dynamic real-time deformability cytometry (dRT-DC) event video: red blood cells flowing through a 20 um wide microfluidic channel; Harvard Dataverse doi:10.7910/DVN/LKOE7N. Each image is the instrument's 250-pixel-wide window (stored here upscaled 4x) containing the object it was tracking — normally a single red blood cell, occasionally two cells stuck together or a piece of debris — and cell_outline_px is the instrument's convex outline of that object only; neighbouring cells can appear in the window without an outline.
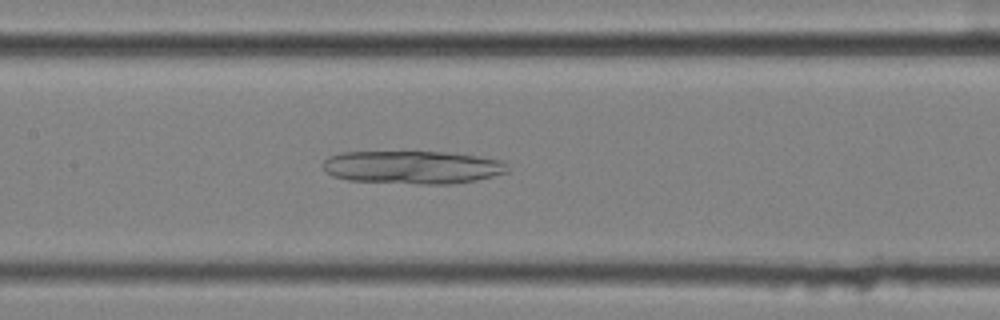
{"species": "common noctule bat (a hibernating species)", "species_latin": "Nyctalus noctula", "temperature_condition": "cold", "stored_images_in_passage": 54, "camera_frame_rate_fps": 3000, "um_per_image_px": 0.085, "animal": {"sex": "female", "body_mass_g": 25.1}, "frame": {"image": 1, "passage_image": 26, "time_ms": 8.333, "image_size_px": [1000, 320], "cell_outline_px": [[508, 172], [476, 180], [452, 184], [420, 184], [348, 180], [332, 176], [324, 172], [320, 164], [328, 156], [340, 152], [444, 152], [476, 156], [504, 160], [508, 168]], "centroid_in_image_um": [35.02, 14.22], "position_along_channel_um": 172.4, "area_um2": 35.84}}
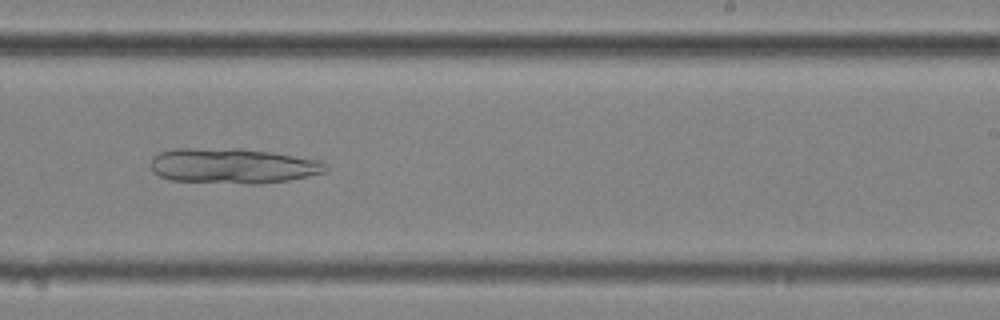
{"frame": {"image": 2, "passage_image": 34, "time_ms": 11.0, "image_size_px": [1000, 320], "cell_outline_px": [[328, 168], [324, 172], [308, 176], [288, 180], [256, 184], [248, 184], [172, 180], [160, 176], [152, 172], [152, 160], [160, 152], [176, 148], [240, 148], [272, 152], [320, 160]], "centroid_in_image_um": [19.79, 14.09], "position_along_channel_um": 269.2, "area_um2": 35.84}}
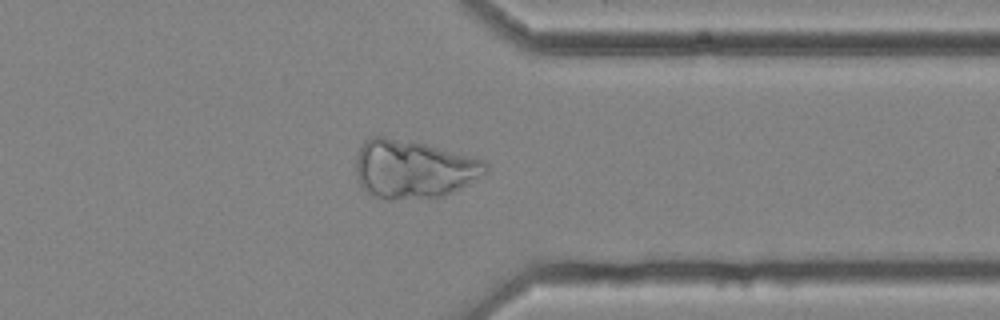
{"frame": {"image": 3, "passage_image": 43, "time_ms": 14.0, "image_size_px": [1000, 320], "cell_outline_px": [[488, 172], [468, 184], [452, 192], [440, 196], [388, 200], [368, 196], [360, 184], [356, 172], [356, 156], [364, 140], [372, 136], [384, 136], [424, 144], [472, 156], [484, 160], [488, 164]], "centroid_in_image_um": [35.11, 14.38], "position_along_channel_um": 376.3, "area_um2": 44.22}}